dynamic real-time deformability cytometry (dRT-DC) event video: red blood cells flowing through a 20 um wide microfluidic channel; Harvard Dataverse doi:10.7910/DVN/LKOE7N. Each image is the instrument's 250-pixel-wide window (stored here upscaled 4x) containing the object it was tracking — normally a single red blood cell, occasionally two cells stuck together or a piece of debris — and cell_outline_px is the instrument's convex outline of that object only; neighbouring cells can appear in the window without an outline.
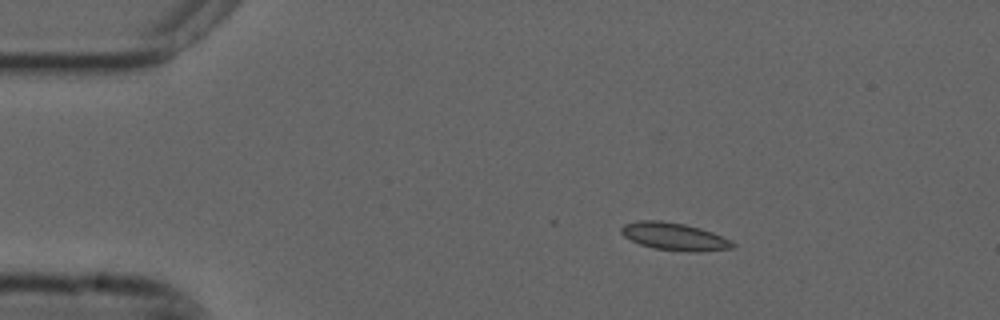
{"species": "common noctule bat (a hibernating species)", "species_latin": "Nyctalus noctula", "temperature_condition": "cold", "stored_images_in_passage": 24, "camera_frame_rate_fps": 3000, "um_per_image_px": 0.085, "animal": {"sex": "male", "forearm_length_mm": 52.5}, "frame": {"image": 1, "passage_image": 1, "time_ms": 0.0, "image_size_px": [1000, 320], "cell_outline_px": [[736, 244], [732, 248], [696, 252], [692, 252], [652, 248], [640, 244], [624, 236], [620, 232], [620, 228], [624, 224], [636, 220], [660, 220], [684, 224], [700, 228], [712, 232], [732, 240]], "centroid_in_image_um": [57.31, 20.09], "position_along_channel_um": 27.7, "area_um2": 17.92}}
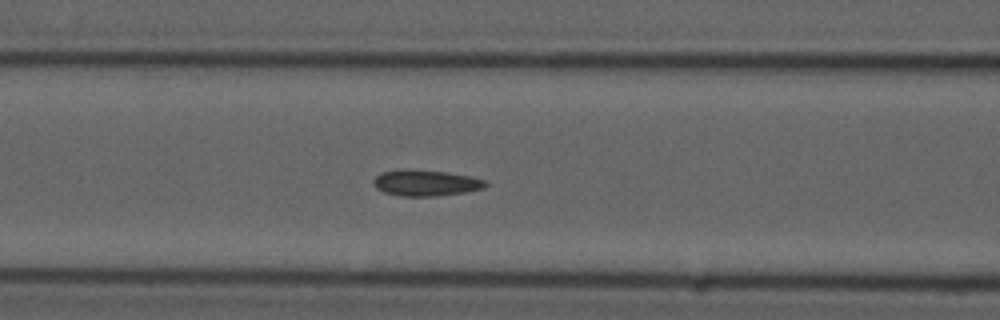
{"frame": {"image": 2, "passage_image": 14, "time_ms": 4.333, "image_size_px": [1000, 320], "cell_outline_px": [[488, 184], [484, 188], [464, 192], [436, 196], [400, 196], [384, 192], [376, 188], [372, 184], [372, 180], [380, 172], [448, 172], [472, 176], [484, 180]], "centroid_in_image_um": [36.22, 15.59], "position_along_channel_um": 130.4, "area_um2": 16.3}}
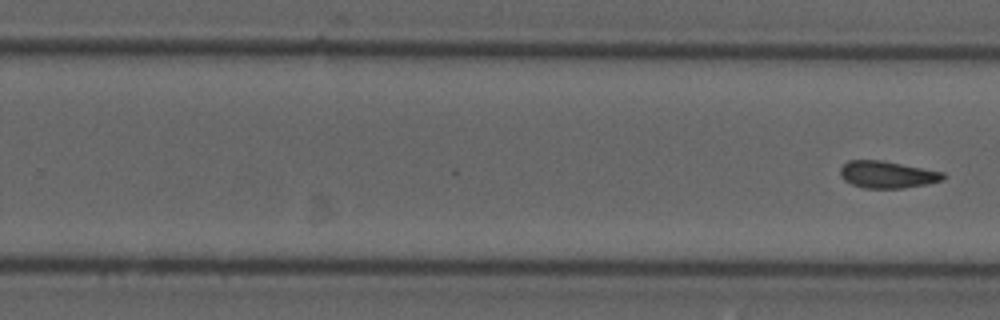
{"frame": {"image": 3, "passage_image": 24, "time_ms": 7.667, "image_size_px": [1000, 320], "cell_outline_px": [[948, 176], [944, 180], [928, 184], [904, 188], [864, 188], [852, 184], [844, 180], [840, 176], [840, 168], [848, 160], [880, 160], [944, 172]], "centroid_in_image_um": [75.44, 14.84], "position_along_channel_um": 254.4, "area_um2": 16.3}}